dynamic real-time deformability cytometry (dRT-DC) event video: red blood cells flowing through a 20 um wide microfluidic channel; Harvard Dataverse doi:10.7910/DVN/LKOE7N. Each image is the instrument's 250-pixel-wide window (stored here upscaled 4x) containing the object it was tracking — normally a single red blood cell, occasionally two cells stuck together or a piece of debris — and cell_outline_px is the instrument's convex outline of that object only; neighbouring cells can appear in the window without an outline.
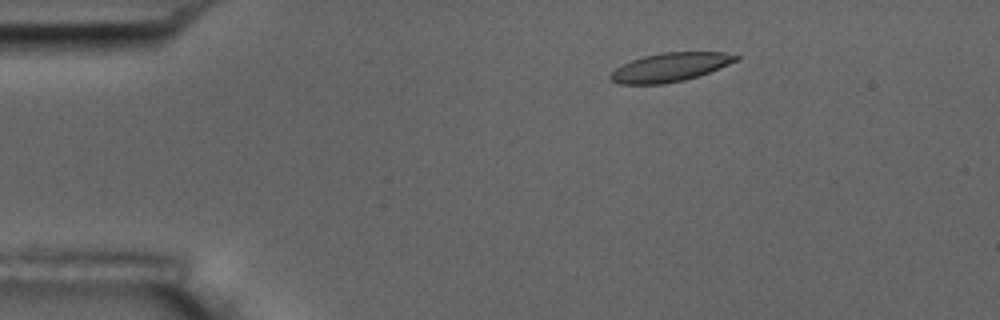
{"species": "common noctule bat (a hibernating species)", "species_latin": "Nyctalus noctula", "temperature_condition": "room temperature", "stored_images_in_passage": 55, "camera_frame_rate_fps": 3000, "um_per_image_px": 0.085, "animal": {"sex": "male", "body_mass_g": 17.5, "forearm_length_mm": 52.3}, "frame": {"image": 1, "passage_image": 9, "time_ms": 2.667, "image_size_px": [1000, 320], "cell_outline_px": [[740, 60], [708, 72], [684, 80], [664, 84], [620, 84], [612, 80], [608, 76], [616, 68], [632, 60], [644, 56], [664, 52], [724, 52], [740, 56]], "centroid_in_image_um": [56.97, 5.71], "position_along_channel_um": 28.0, "area_um2": 20.81}}
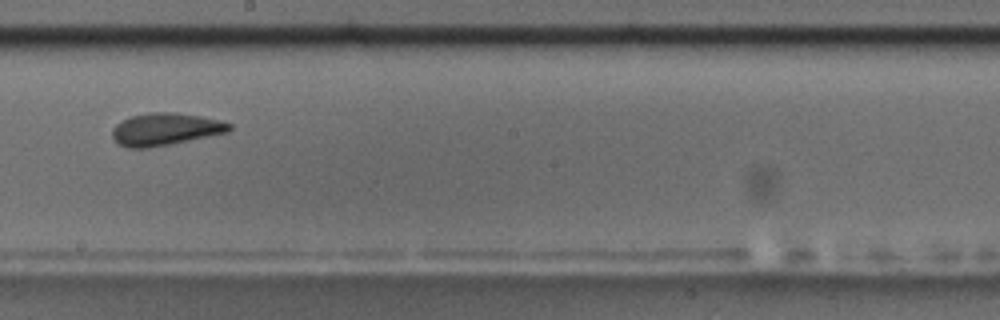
{"frame": {"image": 2, "passage_image": 31, "time_ms": 10.0, "image_size_px": [1000, 320], "cell_outline_px": [[232, 128], [228, 132], [148, 148], [128, 148], [120, 144], [112, 136], [112, 128], [116, 124], [132, 116], [148, 112], [176, 112], [200, 116], [220, 120], [232, 124]], "centroid_in_image_um": [14.06, 10.97], "position_along_channel_um": 234.1, "area_um2": 21.85}}
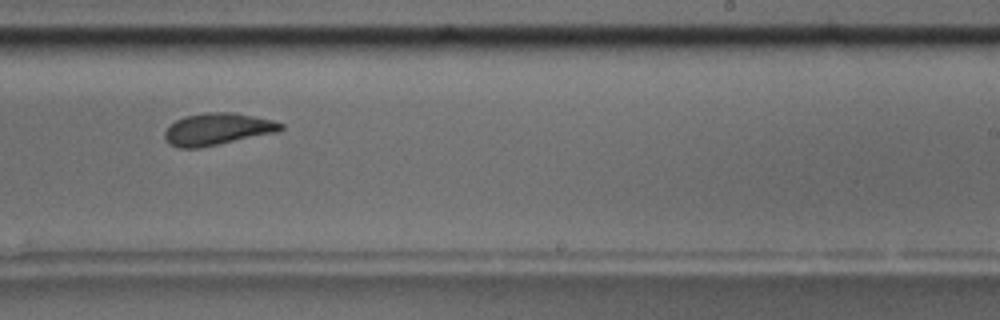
{"frame": {"image": 3, "passage_image": 34, "time_ms": 11.0, "image_size_px": [1000, 320], "cell_outline_px": [[284, 128], [280, 132], [200, 148], [176, 148], [168, 144], [164, 136], [164, 132], [176, 120], [184, 116], [208, 112], [232, 112], [272, 120], [284, 124]], "centroid_in_image_um": [18.49, 10.99], "position_along_channel_um": 270.5, "area_um2": 21.79}, "authors_computed_cell_mechanics": {"area_um2": 21.7328, "velocity_mm_per_s": 3.6451, "shape_relaxation_time_tau1_ms": 7.6555, "shape_relaxation_time_tau2_ms": 2.5677, "deformation_change_tau1": 0.1708, "deformation_change_tau2": 0.0741}}